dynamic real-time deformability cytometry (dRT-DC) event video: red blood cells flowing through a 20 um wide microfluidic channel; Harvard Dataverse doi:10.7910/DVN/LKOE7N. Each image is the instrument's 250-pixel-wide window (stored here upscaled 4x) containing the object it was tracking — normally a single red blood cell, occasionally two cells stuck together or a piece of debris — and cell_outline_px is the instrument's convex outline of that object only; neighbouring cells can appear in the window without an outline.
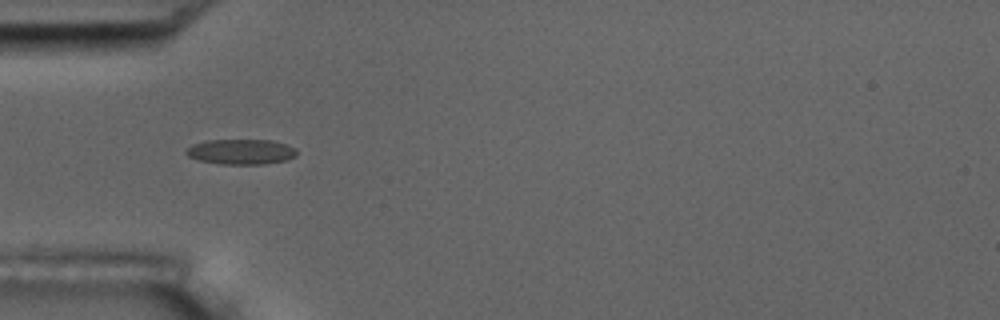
{"species": "common noctule bat (a hibernating species)", "species_latin": "Nyctalus noctula", "temperature_condition": "room temperature", "stored_images_in_passage": 5, "camera_frame_rate_fps": 3000, "um_per_image_px": 0.085, "animal": {"sex": "male", "body_mass_g": 17.5, "forearm_length_mm": 52.3}, "frame": {"image": 1, "passage_image": 2, "time_ms": 2.0, "image_size_px": [1000, 320], "cell_outline_px": [[296, 156], [288, 160], [264, 164], [220, 164], [196, 160], [188, 156], [184, 152], [192, 144], [204, 140], [272, 140], [288, 144], [296, 148]], "centroid_in_image_um": [20.49, 12.9], "position_along_channel_um": 64.5, "area_um2": 16.53}}
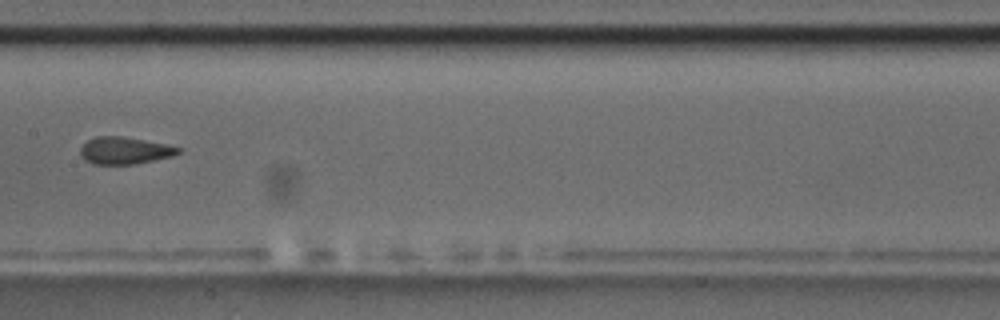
{"frame": {"image": 2, "passage_image": 5, "time_ms": 5.667, "image_size_px": [1000, 320], "cell_outline_px": [[180, 152], [172, 156], [136, 164], [92, 164], [84, 160], [80, 156], [80, 148], [88, 140], [96, 136], [120, 136], [168, 144], [180, 148]], "centroid_in_image_um": [10.57, 12.8], "position_along_channel_um": 196.8, "area_um2": 15.49}}